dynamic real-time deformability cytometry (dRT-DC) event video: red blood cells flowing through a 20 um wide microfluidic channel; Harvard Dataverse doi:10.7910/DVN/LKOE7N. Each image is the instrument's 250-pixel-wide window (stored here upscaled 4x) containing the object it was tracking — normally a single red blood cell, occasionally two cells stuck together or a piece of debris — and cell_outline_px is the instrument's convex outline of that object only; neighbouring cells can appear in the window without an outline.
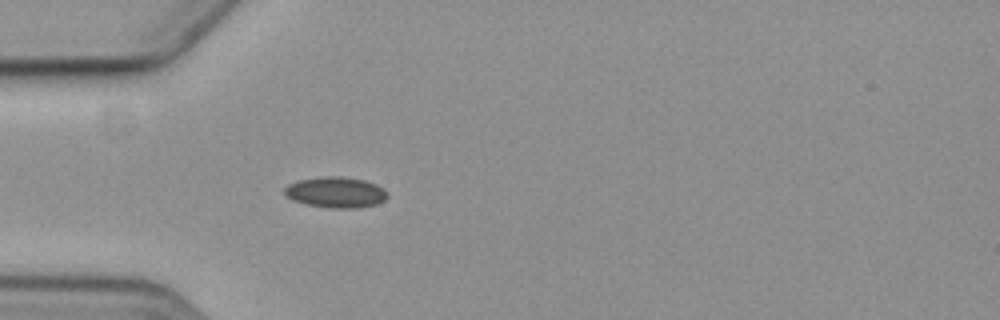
{"species": "common noctule bat (a hibernating species)", "species_latin": "Nyctalus noctula", "temperature_condition": "cold", "stored_images_in_passage": 2, "camera_frame_rate_fps": 3000, "um_per_image_px": 0.085, "animal": {"sex": "female", "body_mass_g": 19.3, "forearm_length_mm": 54.1}, "frame": {"image": 1, "passage_image": 2, "time_ms": 2.0, "image_size_px": [1000, 320], "cell_outline_px": [[388, 196], [384, 200], [376, 204], [360, 208], [328, 208], [308, 204], [292, 200], [284, 192], [284, 188], [288, 184], [300, 180], [324, 176], [340, 176], [364, 180], [376, 184], [384, 188], [388, 192]], "centroid_in_image_um": [28.57, 16.35], "position_along_channel_um": 56.4, "area_um2": 18.5}}